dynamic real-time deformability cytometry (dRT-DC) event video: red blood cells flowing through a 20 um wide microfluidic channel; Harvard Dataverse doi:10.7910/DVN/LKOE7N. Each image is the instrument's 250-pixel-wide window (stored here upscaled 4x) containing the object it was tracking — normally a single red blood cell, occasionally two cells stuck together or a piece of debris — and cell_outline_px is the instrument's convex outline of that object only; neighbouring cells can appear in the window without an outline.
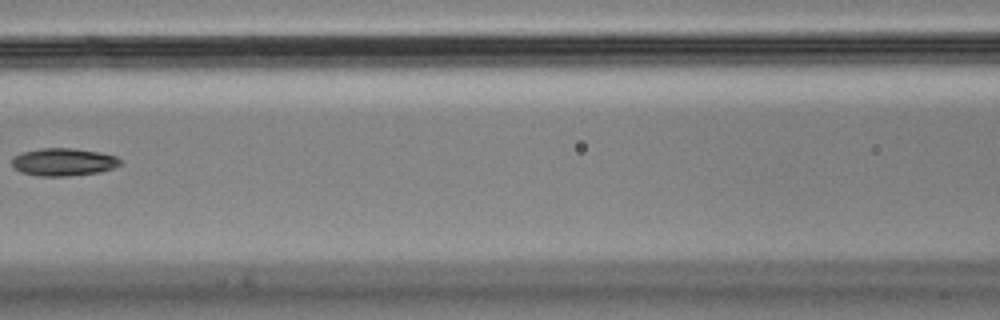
{"species": "Egyptian fruit bat (a non-hibernating species)", "species_latin": "Rousettus aegyptiacus", "temperature_condition": "cold", "stored_images_in_passage": 8, "camera_frame_rate_fps": 3000, "um_per_image_px": 0.085, "animal": {"sex": "male"}, "frame": {"image": 1, "passage_image": 7, "time_ms": 2.0, "image_size_px": [1000, 320], "cell_outline_px": [[120, 164], [112, 168], [100, 172], [68, 176], [36, 176], [20, 172], [12, 164], [12, 156], [24, 152], [40, 148], [72, 148], [100, 152], [116, 156], [120, 160]], "centroid_in_image_um": [5.37, 13.77], "position_along_channel_um": 161.2, "area_um2": 17.46}}
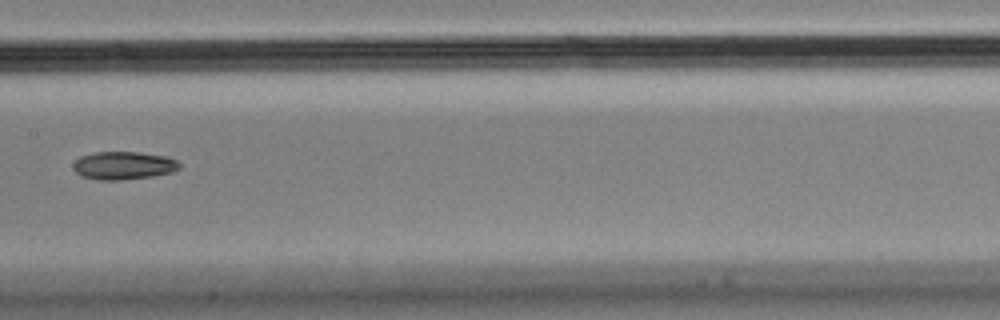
{"frame": {"image": 2, "passage_image": 8, "time_ms": 2.333, "image_size_px": [1000, 320], "cell_outline_px": [[180, 168], [172, 172], [152, 176], [120, 180], [96, 180], [80, 176], [72, 168], [72, 164], [80, 156], [96, 152], [140, 152], [164, 156], [176, 160], [180, 164]], "centroid_in_image_um": [10.46, 14.07], "position_along_channel_um": 196.9, "area_um2": 17.4}}